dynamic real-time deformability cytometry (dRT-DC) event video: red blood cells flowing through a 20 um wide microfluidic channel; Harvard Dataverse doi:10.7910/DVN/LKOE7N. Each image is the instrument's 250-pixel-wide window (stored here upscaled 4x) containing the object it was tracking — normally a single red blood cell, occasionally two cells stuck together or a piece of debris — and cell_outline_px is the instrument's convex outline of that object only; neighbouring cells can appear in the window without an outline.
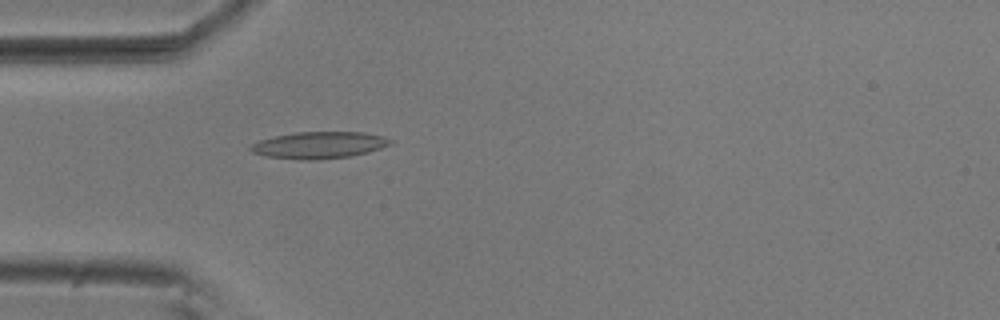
{"species": "common noctule bat (a hibernating species)", "species_latin": "Nyctalus noctula", "temperature_condition": "room temperature", "stored_images_in_passage": 5, "camera_frame_rate_fps": 3000, "um_per_image_px": 0.085, "animal": {"sex": "male", "body_mass_g": 20.5, "forearm_length_mm": 52.5}, "frame": {"image": 1, "passage_image": 5, "time_ms": 1.333, "image_size_px": [1000, 320], "cell_outline_px": [[392, 144], [368, 152], [348, 156], [316, 160], [300, 160], [264, 156], [252, 152], [248, 148], [252, 144], [260, 140], [276, 136], [296, 132], [364, 132], [384, 136], [392, 140]], "centroid_in_image_um": [27.12, 12.33], "position_along_channel_um": 57.9, "area_um2": 21.79}}